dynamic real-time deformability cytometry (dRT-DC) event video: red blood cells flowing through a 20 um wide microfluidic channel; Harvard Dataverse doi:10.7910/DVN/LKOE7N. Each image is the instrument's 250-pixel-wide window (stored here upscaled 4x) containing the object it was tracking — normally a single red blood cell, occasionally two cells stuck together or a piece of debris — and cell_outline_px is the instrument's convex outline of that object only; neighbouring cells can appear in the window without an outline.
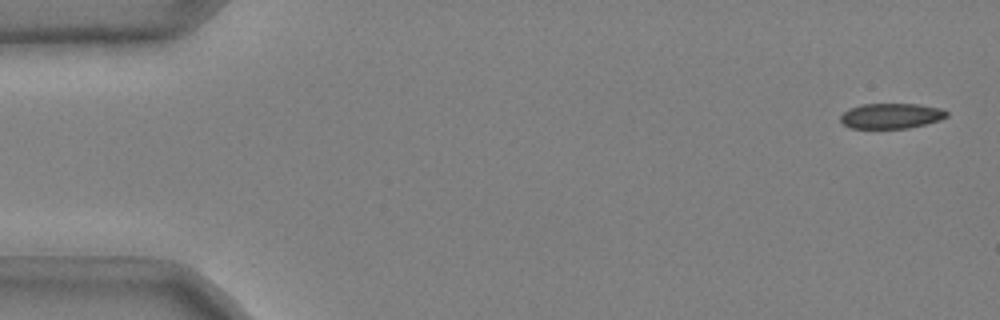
{"species": "common noctule bat (a hibernating species)", "species_latin": "Nyctalus noctula", "temperature_condition": "cold", "stored_images_in_passage": 48, "camera_frame_rate_fps": 3000, "um_per_image_px": 0.085, "animal": {"sex": "male", "body_mass_g": 20.4}, "frame": {"image": 1, "passage_image": 1, "time_ms": 0.0, "image_size_px": [1000, 320], "cell_outline_px": [[948, 116], [940, 120], [908, 128], [848, 128], [840, 120], [840, 116], [848, 108], [860, 104], [920, 104], [940, 108], [948, 112]], "centroid_in_image_um": [75.73, 9.84], "position_along_channel_um": 9.3, "area_um2": 15.72}}
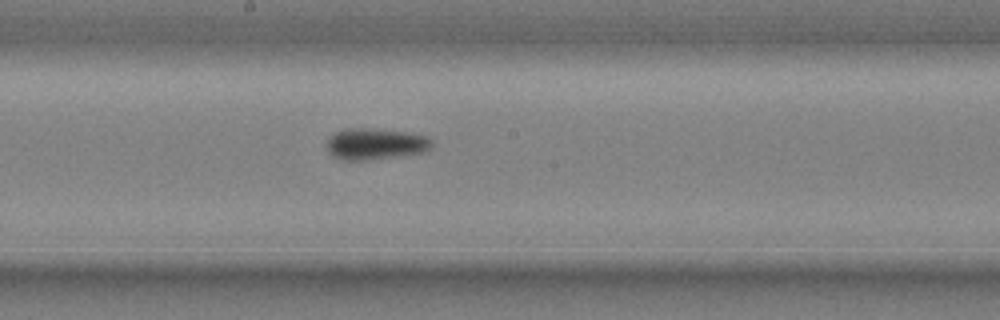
{"frame": {"image": 2, "passage_image": 28, "time_ms": 9.0, "image_size_px": [1000, 320], "cell_outline_px": [[432, 148], [424, 152], [368, 160], [344, 160], [332, 156], [328, 152], [328, 140], [336, 132], [344, 128], [364, 128], [412, 132], [428, 136], [432, 140]], "centroid_in_image_um": [31.95, 12.23], "position_along_channel_um": 216.2, "area_um2": 19.25}}
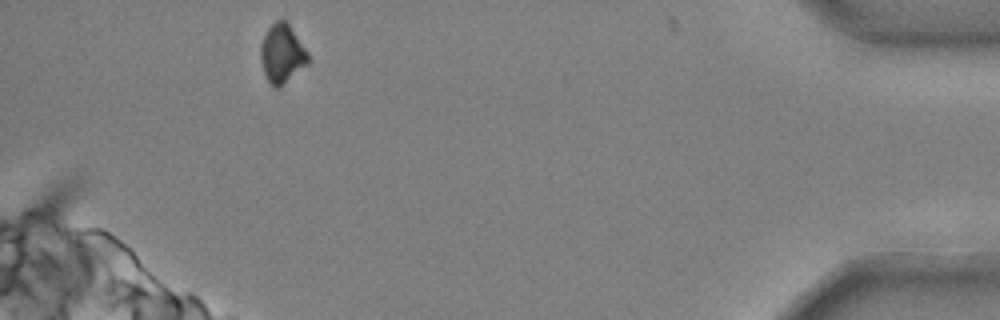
{"frame": {"image": 3, "passage_image": 48, "time_ms": 15.667, "image_size_px": [1000, 320], "cell_outline_px": [[308, 64], [280, 88], [272, 88], [264, 72], [260, 56], [260, 44], [268, 28], [276, 20], [284, 20], [288, 24], [308, 52]], "centroid_in_image_um": [23.97, 4.6], "position_along_channel_um": 411.2, "area_um2": 16.18}, "authors_computed_cell_mechanics": {"area_um2": 17.34, "velocity_mm_per_s": 3.6981, "shape_relaxation_time_tau1_ms": 3.3078, "shape_relaxation_time_tau2_ms": 2.9644, "deformation_change_tau1": 0.1195, "deformation_change_tau2": 0.0561}}